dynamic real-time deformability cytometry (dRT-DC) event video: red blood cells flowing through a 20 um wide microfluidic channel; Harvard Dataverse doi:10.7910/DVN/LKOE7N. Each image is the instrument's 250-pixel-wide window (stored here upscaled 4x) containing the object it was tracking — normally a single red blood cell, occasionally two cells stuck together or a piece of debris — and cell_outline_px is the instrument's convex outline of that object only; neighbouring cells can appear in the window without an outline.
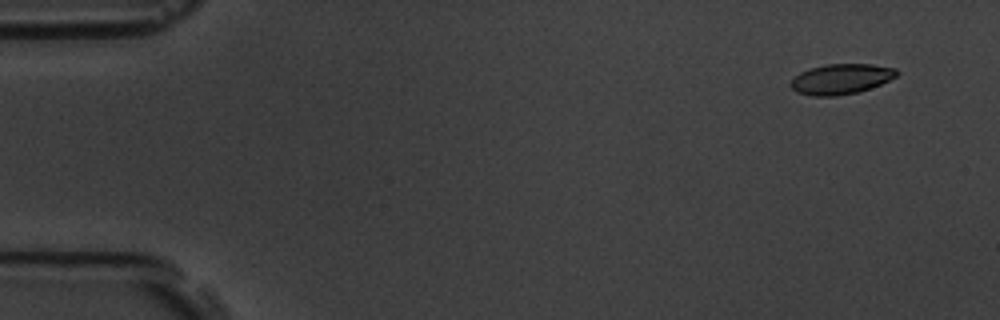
{"species": "common noctule bat (a hibernating species)", "species_latin": "Nyctalus noctula", "temperature_condition": "room temperature", "stored_images_in_passage": 5, "camera_frame_rate_fps": 3000, "um_per_image_px": 0.085, "animal": {"sex": "male", "body_mass_g": 19.5, "forearm_length_mm": 54.6}, "frame": {"image": 1, "passage_image": 1, "time_ms": 0.0, "image_size_px": [1000, 320], "cell_outline_px": [[900, 72], [896, 76], [880, 84], [856, 92], [836, 96], [812, 96], [796, 92], [788, 84], [800, 72], [812, 68], [828, 64], [872, 64], [896, 68]], "centroid_in_image_um": [71.48, 6.71], "position_along_channel_um": 13.5, "area_um2": 18.55}}
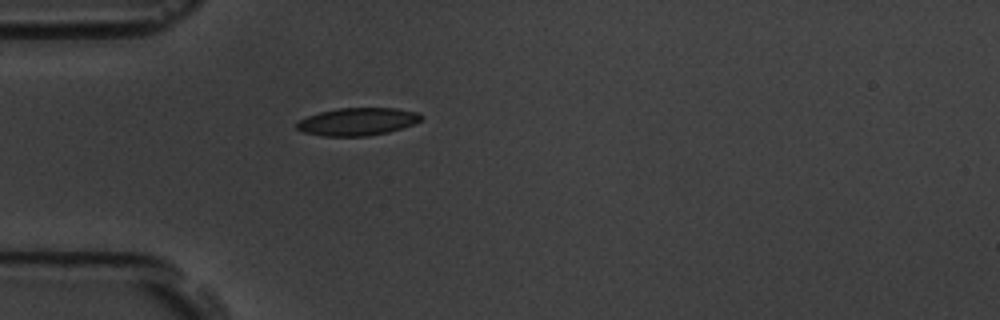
{"frame": {"image": 2, "passage_image": 5, "time_ms": 4.333, "image_size_px": [1000, 320], "cell_outline_px": [[424, 116], [420, 120], [412, 124], [388, 132], [368, 136], [324, 136], [304, 132], [296, 128], [296, 120], [320, 112], [340, 108], [396, 108], [416, 112]], "centroid_in_image_um": [30.35, 10.34], "position_along_channel_um": 54.6, "area_um2": 19.94}}